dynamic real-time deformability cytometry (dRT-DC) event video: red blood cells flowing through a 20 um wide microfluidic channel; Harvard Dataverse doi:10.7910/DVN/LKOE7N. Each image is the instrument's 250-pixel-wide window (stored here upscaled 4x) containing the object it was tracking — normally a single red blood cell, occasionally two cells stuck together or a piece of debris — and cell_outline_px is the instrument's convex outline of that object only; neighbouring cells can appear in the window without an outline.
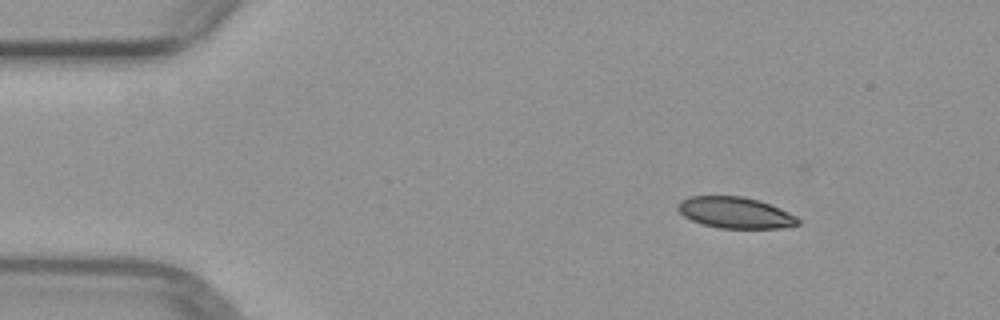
{"species": "common noctule bat (a hibernating species)", "species_latin": "Nyctalus noctula", "temperature_condition": "warm", "stored_images_in_passage": 5, "camera_frame_rate_fps": 3000, "um_per_image_px": 0.085, "animal": {"sex": "female", "body_mass_g": 29.2, "forearm_length_mm": 56.3}, "frame": {"image": 1, "passage_image": 1, "time_ms": 0.0, "image_size_px": [1000, 320], "cell_outline_px": [[800, 224], [780, 228], [720, 228], [704, 224], [692, 220], [684, 216], [676, 208], [680, 200], [688, 196], [744, 196], [760, 200], [780, 208], [796, 216], [800, 220]], "centroid_in_image_um": [62.5, 18.06], "position_along_channel_um": 22.5, "area_um2": 21.91}}
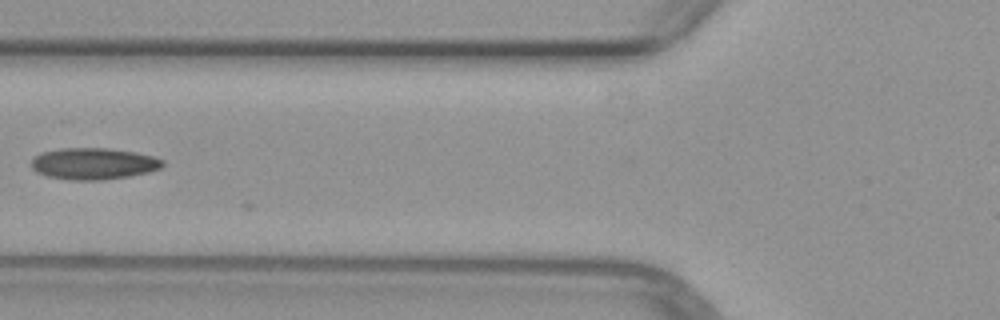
{"frame": {"image": 2, "passage_image": 4, "time_ms": 4.333, "image_size_px": [1000, 320], "cell_outline_px": [[164, 164], [160, 168], [148, 172], [132, 176], [104, 180], [72, 180], [44, 176], [36, 172], [32, 168], [32, 160], [40, 152], [60, 148], [108, 148], [136, 152], [152, 156], [164, 160]], "centroid_in_image_um": [7.95, 13.91], "position_along_channel_um": 117.9, "area_um2": 24.39}}
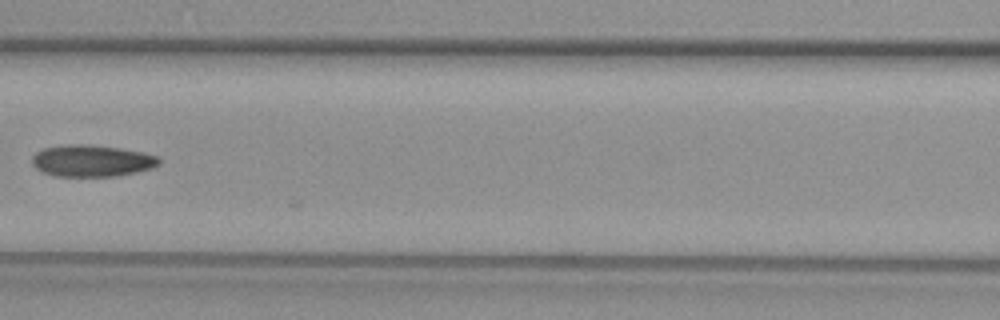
{"frame": {"image": 3, "passage_image": 5, "time_ms": 5.333, "image_size_px": [1000, 320], "cell_outline_px": [[160, 164], [152, 168], [136, 172], [116, 176], [56, 176], [44, 172], [36, 168], [32, 164], [32, 156], [36, 152], [44, 148], [64, 144], [88, 144], [120, 148], [144, 152], [160, 156]], "centroid_in_image_um": [7.83, 13.65], "position_along_channel_um": 158.8, "area_um2": 23.64}}